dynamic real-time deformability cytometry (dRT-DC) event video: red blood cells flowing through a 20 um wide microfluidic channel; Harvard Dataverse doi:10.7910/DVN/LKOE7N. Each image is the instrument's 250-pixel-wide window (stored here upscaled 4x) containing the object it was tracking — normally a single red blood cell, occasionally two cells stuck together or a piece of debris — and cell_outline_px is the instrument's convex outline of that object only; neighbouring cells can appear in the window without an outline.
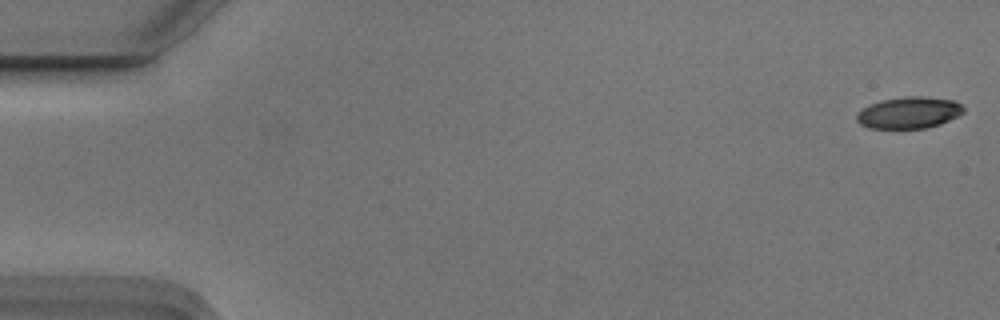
{"species": "Egyptian fruit bat (a non-hibernating species)", "species_latin": "Rousettus aegyptiacus", "temperature_condition": "cold", "stored_images_in_passage": 55, "camera_frame_rate_fps": 3000, "um_per_image_px": 0.085, "animal": {"sex": "male"}, "frame": {"image": 1, "passage_image": 1, "time_ms": 0.0, "image_size_px": [1000, 320], "cell_outline_px": [[964, 112], [940, 124], [928, 128], [868, 128], [860, 124], [856, 120], [856, 112], [868, 104], [880, 100], [904, 96], [924, 96], [956, 100], [964, 108]], "centroid_in_image_um": [77.22, 9.56], "position_along_channel_um": 7.8, "area_um2": 19.94}}
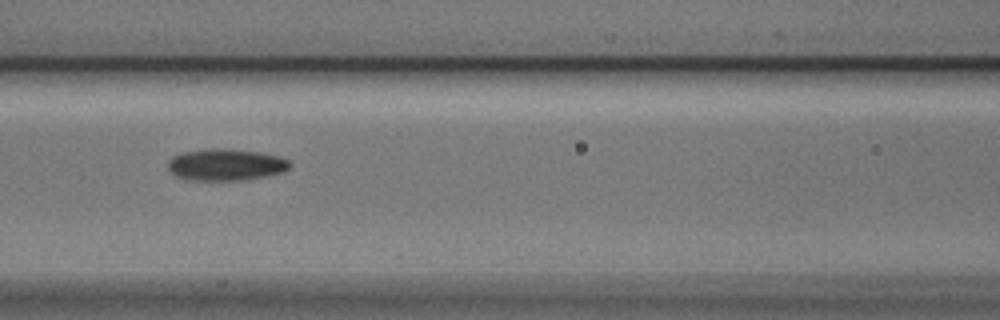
{"frame": {"image": 2, "passage_image": 24, "time_ms": 7.667, "image_size_px": [1000, 320], "cell_outline_px": [[292, 164], [284, 172], [236, 180], [192, 180], [176, 176], [168, 168], [168, 160], [172, 156], [184, 152], [208, 148], [228, 148], [260, 152], [280, 156], [288, 160]], "centroid_in_image_um": [19.18, 13.97], "position_along_channel_um": 147.4, "area_um2": 22.43}}
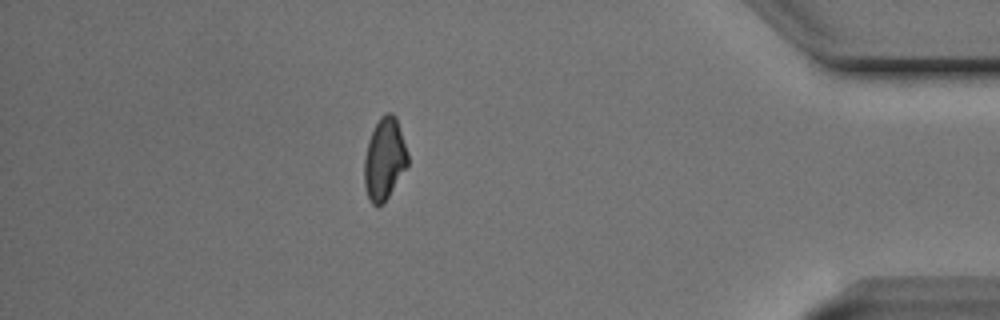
{"frame": {"image": 3, "passage_image": 48, "time_ms": 15.667, "image_size_px": [1000, 320], "cell_outline_px": [[408, 164], [388, 196], [380, 204], [372, 204], [368, 196], [364, 184], [364, 160], [368, 140], [380, 116], [388, 112], [392, 112], [396, 116], [408, 152]], "centroid_in_image_um": [32.68, 13.46], "position_along_channel_um": 402.5, "area_um2": 20.46}, "authors_computed_cell_mechanics": {"area_um2": 21.386, "velocity_mm_per_s": 3.7273, "shape_relaxation_time_tau1_ms": 4.156, "shape_relaxation_time_tau2_ms": 3.2275, "deformation_change_tau1": 0.1355, "deformation_change_tau2": 0.0923}}